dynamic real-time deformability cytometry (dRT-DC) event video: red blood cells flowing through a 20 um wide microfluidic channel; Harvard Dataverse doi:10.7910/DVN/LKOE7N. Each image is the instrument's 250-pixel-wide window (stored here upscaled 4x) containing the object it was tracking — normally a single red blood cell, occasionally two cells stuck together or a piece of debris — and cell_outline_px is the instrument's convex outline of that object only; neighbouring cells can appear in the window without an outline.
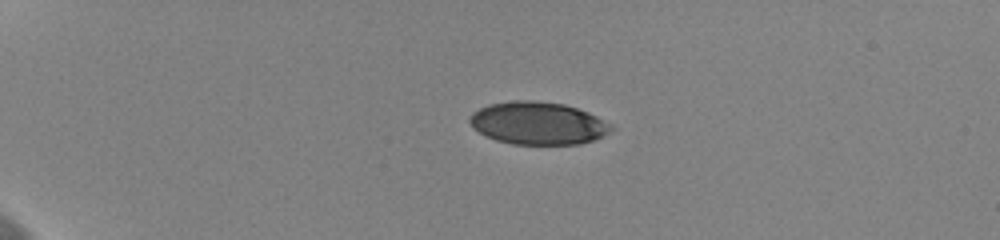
{"species": "human", "species_latin": "Homo sapiens", "temperature_condition": "cold", "stored_images_in_passage": 44, "camera_frame_rate_fps": 3000, "um_per_image_px": 0.085, "donor": {"sex": "female"}, "frame": {"image": 1, "passage_image": 1, "time_ms": 0.0, "image_size_px": [1000, 240], "cell_outline_px": [[616, 128], [592, 140], [580, 144], [512, 144], [496, 140], [472, 128], [468, 120], [472, 112], [488, 104], [512, 100], [532, 100], [564, 104], [588, 112], [612, 124]], "centroid_in_image_um": [45.71, 10.46], "position_along_channel_um": 39.3, "area_um2": 35.14}}
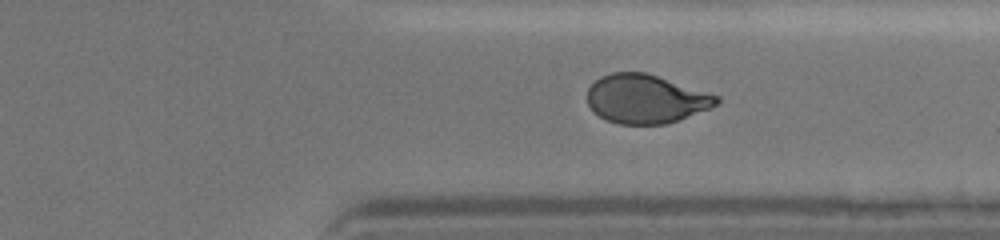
{"frame": {"image": 2, "passage_image": 33, "time_ms": 10.667, "image_size_px": [1000, 240], "cell_outline_px": [[720, 100], [712, 108], [668, 124], [620, 124], [608, 120], [600, 116], [588, 104], [588, 88], [600, 76], [612, 72], [648, 72], [720, 96]], "centroid_in_image_um": [54.94, 8.4], "position_along_channel_um": 356.5, "area_um2": 36.88}}
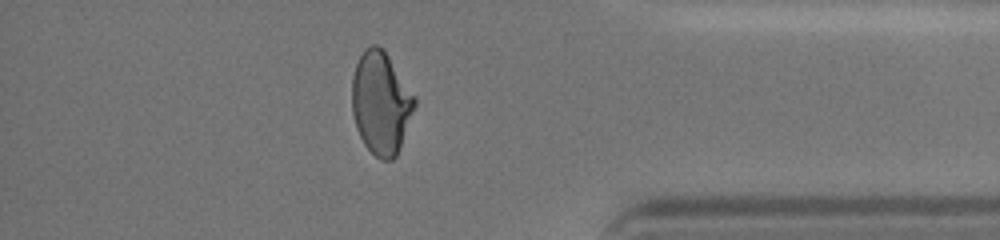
{"frame": {"image": 3, "passage_image": 38, "time_ms": 12.333, "image_size_px": [1000, 240], "cell_outline_px": [[416, 104], [400, 148], [396, 156], [392, 160], [380, 160], [364, 144], [356, 128], [352, 112], [352, 76], [356, 64], [364, 48], [372, 44], [376, 44], [384, 48], [416, 96]], "centroid_in_image_um": [32.38, 8.72], "position_along_channel_um": 402.8, "area_um2": 37.8}, "authors_computed_cell_mechanics": {"area_um2": 37.6567, "velocity_mm_per_s": 3.6417, "shape_relaxation_time_tau1_ms": 5.5562, "shape_relaxation_time_tau2_ms": 1.1881, "deformation_change_tau1": 0.1708, "deformation_change_tau2": 0.0621}}